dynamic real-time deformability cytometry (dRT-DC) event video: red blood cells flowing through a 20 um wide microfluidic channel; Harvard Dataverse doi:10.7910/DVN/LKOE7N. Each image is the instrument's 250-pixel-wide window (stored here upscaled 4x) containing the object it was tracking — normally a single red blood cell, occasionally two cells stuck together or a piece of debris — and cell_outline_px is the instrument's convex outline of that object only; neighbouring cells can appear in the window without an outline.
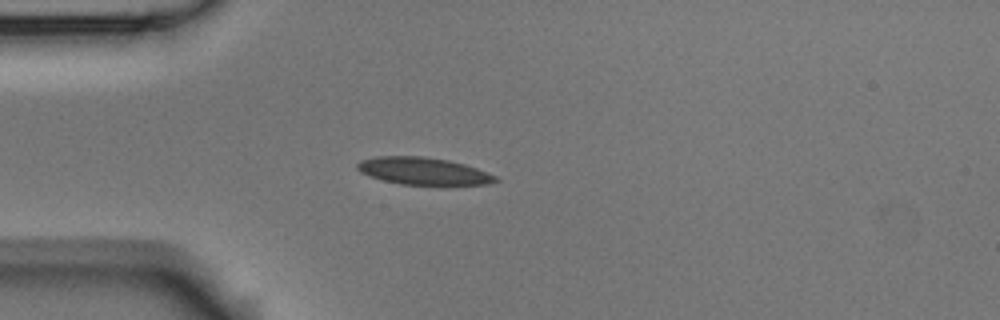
{"species": "Egyptian fruit bat (a non-hibernating species)", "species_latin": "Rousettus aegyptiacus", "temperature_condition": "room temperature", "stored_images_in_passage": 3, "camera_frame_rate_fps": 3000, "um_per_image_px": 0.085, "animal": {"sex": "male"}, "frame": {"image": 1, "passage_image": 3, "time_ms": 3.333, "image_size_px": [1000, 320], "cell_outline_px": [[500, 180], [488, 184], [440, 188], [400, 184], [384, 180], [360, 172], [356, 168], [356, 164], [360, 160], [376, 156], [424, 156], [448, 160], [464, 164], [488, 172], [496, 176]], "centroid_in_image_um": [36.06, 14.59], "position_along_channel_um": 48.9, "area_um2": 23.0}}